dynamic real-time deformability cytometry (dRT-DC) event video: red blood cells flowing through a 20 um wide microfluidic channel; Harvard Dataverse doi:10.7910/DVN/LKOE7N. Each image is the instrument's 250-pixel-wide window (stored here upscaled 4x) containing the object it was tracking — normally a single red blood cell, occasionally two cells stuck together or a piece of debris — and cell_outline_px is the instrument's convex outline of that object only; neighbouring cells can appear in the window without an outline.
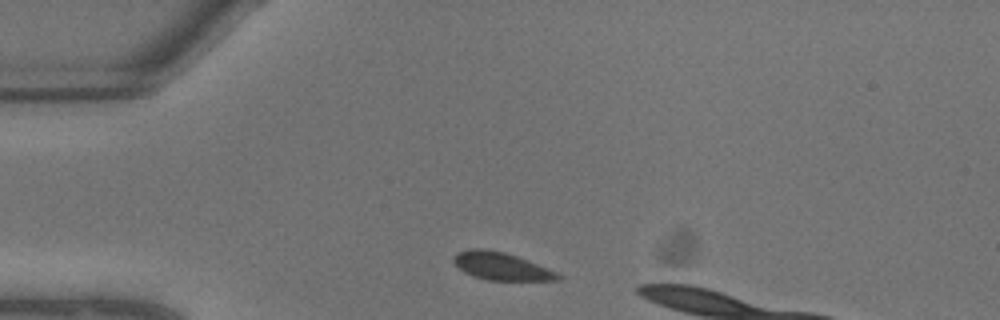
{"species": "common noctule bat (a hibernating species)", "species_latin": "Nyctalus noctula", "temperature_condition": "warm", "stored_images_in_passage": 4, "camera_frame_rate_fps": 3000, "um_per_image_px": 0.085, "animal": {"sex": "male", "body_mass_g": 13.3}, "frame": {"image": 1, "passage_image": 1, "time_ms": 0.0, "image_size_px": [1000, 320], "cell_outline_px": [[564, 276], [560, 280], [488, 280], [472, 276], [464, 272], [452, 260], [452, 256], [456, 252], [472, 248], [484, 248], [504, 252], [516, 256], [548, 268]], "centroid_in_image_um": [42.58, 22.62], "position_along_channel_um": 42.4, "area_um2": 16.82}}
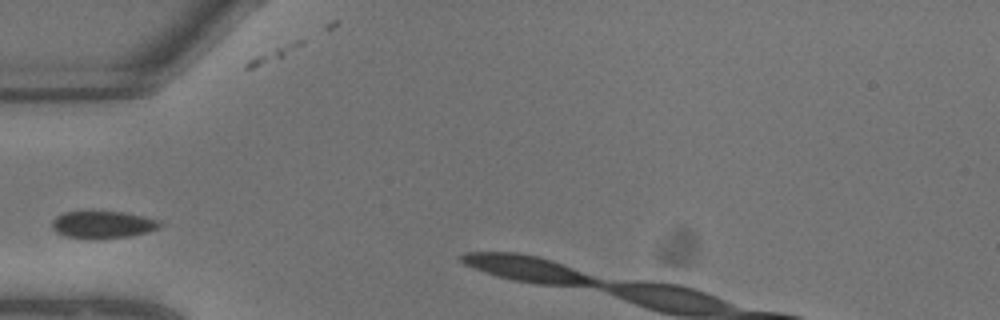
{"frame": {"image": 2, "passage_image": 3, "time_ms": 0.667, "image_size_px": [1000, 320], "cell_outline_px": [[164, 224], [160, 228], [148, 232], [128, 236], [64, 236], [56, 232], [52, 228], [52, 220], [56, 216], [64, 212], [124, 212], [144, 216], [160, 220]], "centroid_in_image_um": [8.8, 19.05], "position_along_channel_um": 76.2, "area_um2": 16.47}}